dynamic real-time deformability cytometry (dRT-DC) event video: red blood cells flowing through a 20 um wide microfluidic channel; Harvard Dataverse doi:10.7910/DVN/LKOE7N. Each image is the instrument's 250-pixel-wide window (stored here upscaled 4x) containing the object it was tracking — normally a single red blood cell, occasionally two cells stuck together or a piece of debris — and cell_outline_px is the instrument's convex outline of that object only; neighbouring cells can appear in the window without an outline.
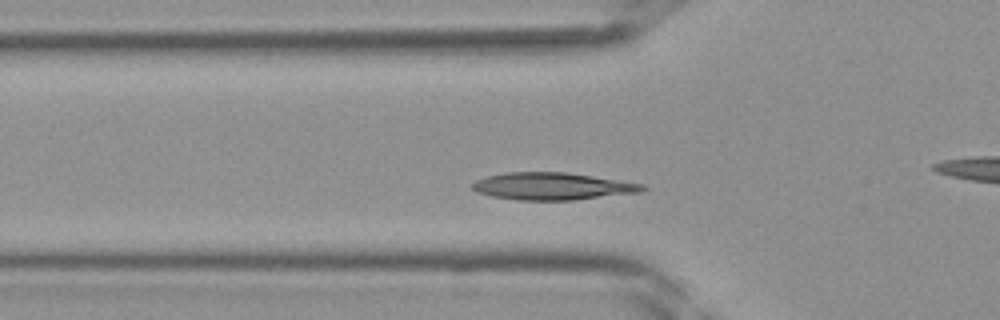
{"species": "Egyptian fruit bat (a non-hibernating species)", "species_latin": "Rousettus aegyptiacus", "temperature_condition": "room temperature", "stored_images_in_passage": 37, "camera_frame_rate_fps": 3000, "um_per_image_px": 0.085, "frame": {"image": 1, "passage_image": 8, "time_ms": 2.333, "image_size_px": [1000, 320], "cell_outline_px": [[648, 188], [640, 192], [576, 200], [516, 200], [492, 196], [476, 192], [472, 188], [472, 184], [476, 180], [488, 176], [508, 172], [564, 172], [592, 176], [644, 184]], "centroid_in_image_um": [46.95, 15.84], "position_along_channel_um": 78.8, "area_um2": 26.93}}
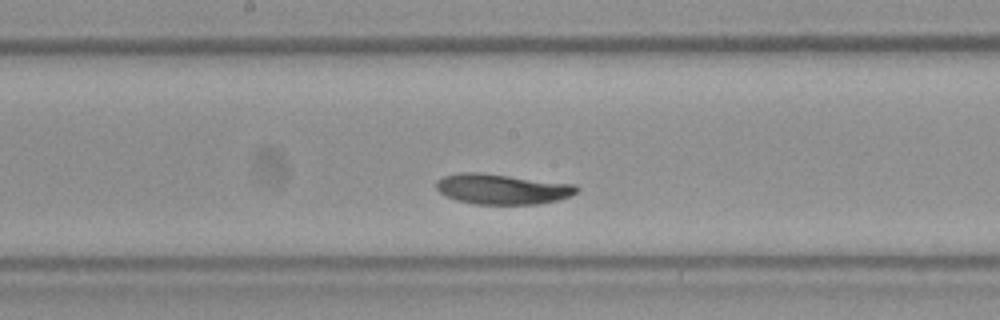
{"frame": {"image": 2, "passage_image": 16, "time_ms": 5.0, "image_size_px": [1000, 320], "cell_outline_px": [[580, 188], [576, 192], [560, 200], [540, 204], [472, 204], [456, 200], [444, 196], [436, 188], [436, 180], [444, 176], [460, 172], [480, 172], [576, 184]], "centroid_in_image_um": [42.67, 16.07], "position_along_channel_um": 205.5, "area_um2": 25.09}}
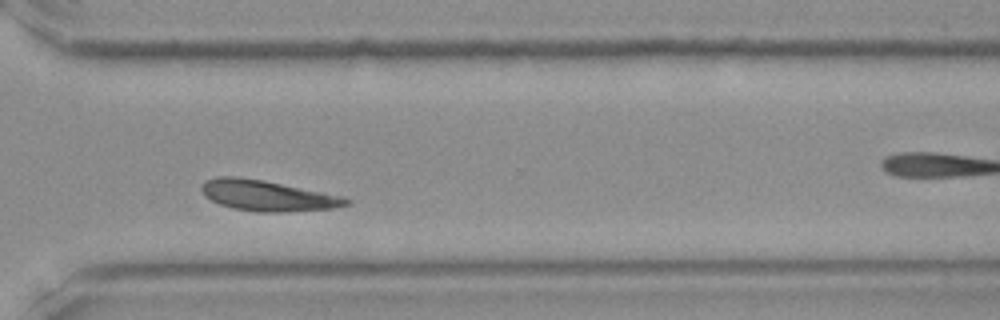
{"frame": {"image": 3, "passage_image": 25, "time_ms": 8.0, "image_size_px": [1000, 320], "cell_outline_px": [[352, 200], [348, 204], [332, 208], [280, 212], [256, 212], [232, 208], [220, 204], [204, 196], [200, 188], [204, 180], [216, 176], [232, 176], [264, 180], [344, 196]], "centroid_in_image_um": [22.7, 16.62], "position_along_channel_um": 347.9, "area_um2": 25.89}}